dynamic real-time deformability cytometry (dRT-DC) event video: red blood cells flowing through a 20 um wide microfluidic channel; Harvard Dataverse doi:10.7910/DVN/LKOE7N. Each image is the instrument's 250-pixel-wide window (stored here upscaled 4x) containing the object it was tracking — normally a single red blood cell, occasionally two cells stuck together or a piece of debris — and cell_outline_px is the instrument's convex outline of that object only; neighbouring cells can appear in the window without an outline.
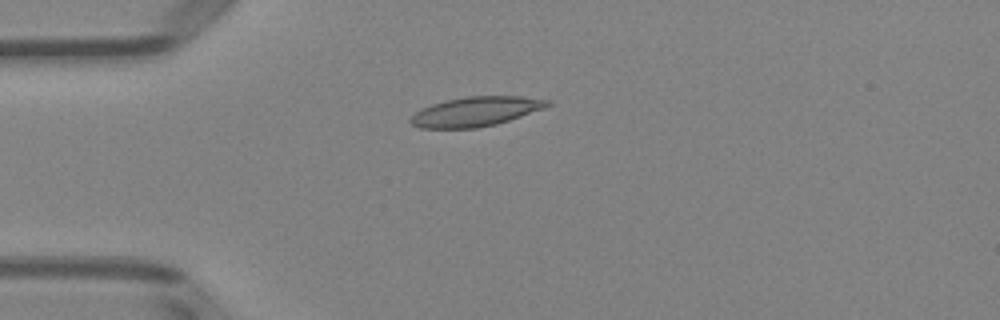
{"species": "Egyptian fruit bat (a non-hibernating species)", "species_latin": "Rousettus aegyptiacus", "temperature_condition": "room temperature", "stored_images_in_passage": 6, "camera_frame_rate_fps": 3000, "um_per_image_px": 0.085, "animal": {"sex": "female"}, "frame": {"image": 1, "passage_image": 4, "time_ms": 3.333, "image_size_px": [1000, 320], "cell_outline_px": [[552, 104], [544, 108], [496, 124], [476, 128], [420, 128], [412, 124], [408, 120], [416, 112], [432, 104], [444, 100], [464, 96], [520, 96], [552, 100]], "centroid_in_image_um": [40.44, 9.47], "position_along_channel_um": 44.6, "area_um2": 23.47}}
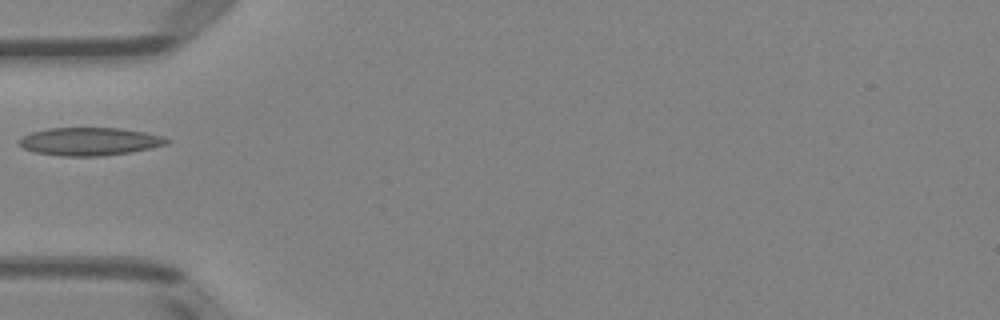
{"frame": {"image": 2, "passage_image": 5, "time_ms": 4.667, "image_size_px": [1000, 320], "cell_outline_px": [[172, 140], [168, 144], [152, 148], [132, 152], [100, 156], [60, 156], [36, 152], [24, 148], [16, 140], [20, 136], [32, 132], [48, 128], [120, 128], [144, 132], [160, 136]], "centroid_in_image_um": [7.61, 12.02], "position_along_channel_um": 77.4, "area_um2": 24.16}}
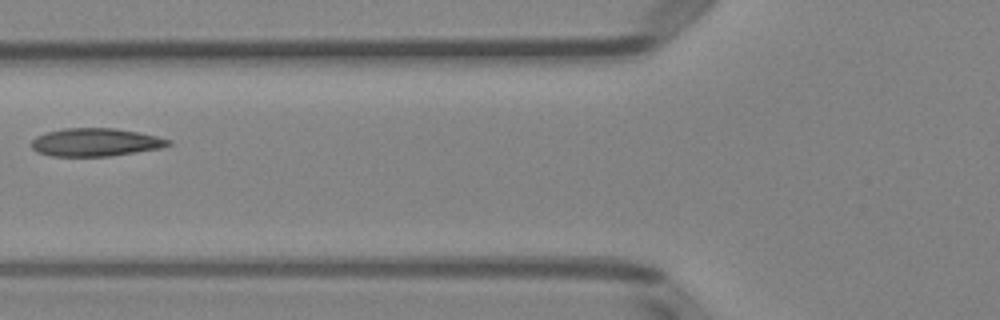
{"frame": {"image": 3, "passage_image": 6, "time_ms": 5.667, "image_size_px": [1000, 320], "cell_outline_px": [[172, 144], [160, 148], [108, 156], [52, 156], [36, 152], [32, 148], [32, 140], [36, 136], [48, 132], [64, 128], [116, 128], [156, 136], [172, 140]], "centroid_in_image_um": [8.1, 12.09], "position_along_channel_um": 117.7, "area_um2": 22.2}}